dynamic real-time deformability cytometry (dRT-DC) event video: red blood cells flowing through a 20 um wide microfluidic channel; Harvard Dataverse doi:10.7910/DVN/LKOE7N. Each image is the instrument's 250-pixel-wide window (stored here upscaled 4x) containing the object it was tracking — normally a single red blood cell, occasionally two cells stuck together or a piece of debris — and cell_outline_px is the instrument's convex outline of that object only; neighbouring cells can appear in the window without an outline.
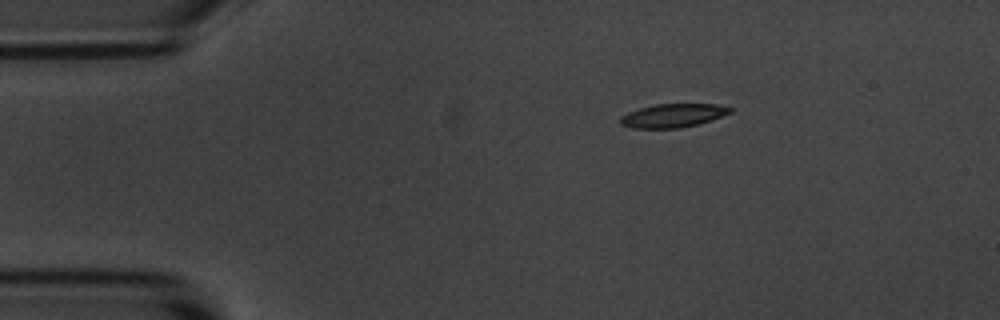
{"species": "common noctule bat (a hibernating species)", "species_latin": "Nyctalus noctula", "temperature_condition": "room temperature", "stored_images_in_passage": 3, "camera_frame_rate_fps": 3000, "um_per_image_px": 0.085, "animal": {"sex": "male", "body_mass_g": 20.1, "forearm_length_mm": 53.5}, "frame": {"image": 1, "passage_image": 1, "time_ms": 0.0, "image_size_px": [1000, 320], "cell_outline_px": [[732, 112], [712, 120], [680, 128], [632, 128], [620, 124], [620, 116], [628, 112], [640, 108], [656, 104], [720, 104], [732, 108]], "centroid_in_image_um": [57.2, 9.82], "position_along_channel_um": 27.8, "area_um2": 15.09}}
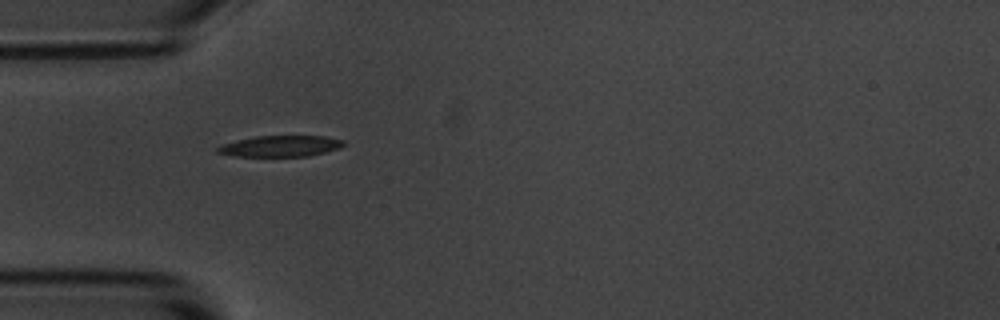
{"frame": {"image": 2, "passage_image": 3, "time_ms": 2.333, "image_size_px": [1000, 320], "cell_outline_px": [[344, 144], [340, 148], [308, 156], [236, 156], [216, 152], [216, 148], [220, 144], [236, 140], [256, 136], [324, 136], [344, 140]], "centroid_in_image_um": [23.81, 12.41], "position_along_channel_um": 61.2, "area_um2": 15.43}}